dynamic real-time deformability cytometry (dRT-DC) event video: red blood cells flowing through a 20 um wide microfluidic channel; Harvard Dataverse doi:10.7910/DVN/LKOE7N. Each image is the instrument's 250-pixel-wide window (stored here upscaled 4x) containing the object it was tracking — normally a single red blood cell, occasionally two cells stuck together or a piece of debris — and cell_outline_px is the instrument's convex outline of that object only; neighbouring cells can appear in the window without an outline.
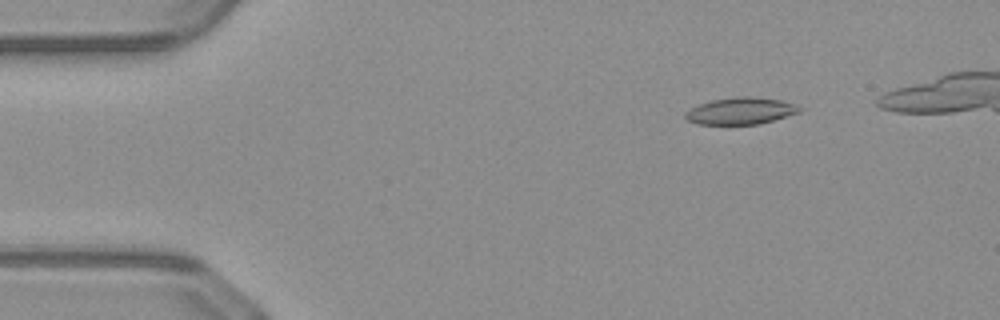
{"species": "common noctule bat (a hibernating species)", "species_latin": "Nyctalus noctula", "temperature_condition": "warm", "stored_images_in_passage": 45, "camera_frame_rate_fps": 3000, "um_per_image_px": 0.085, "animal": {"sex": "male", "body_mass_g": 23.1, "forearm_length_mm": 52.7}, "frame": {"image": 1, "passage_image": 7, "time_ms": 2.0, "image_size_px": [1000, 320], "cell_outline_px": [[804, 108], [800, 112], [760, 124], [696, 124], [688, 120], [684, 116], [684, 112], [700, 104], [712, 100], [740, 96], [748, 96], [780, 100]], "centroid_in_image_um": [62.95, 9.43], "position_along_channel_um": 22.0, "area_um2": 17.69}}
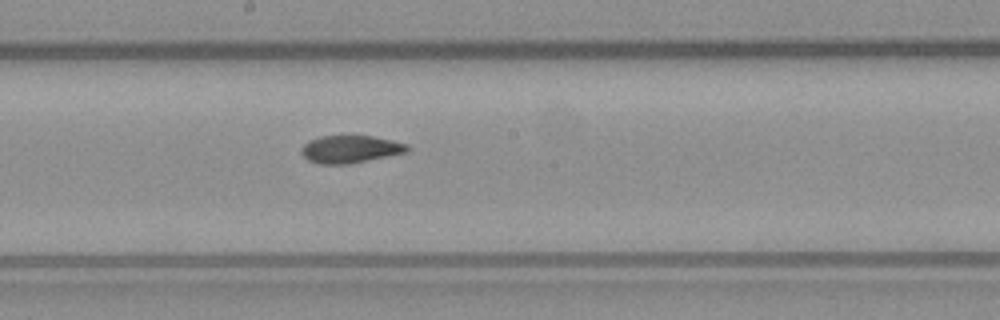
{"frame": {"image": 2, "passage_image": 27, "time_ms": 8.667, "image_size_px": [1000, 320], "cell_outline_px": [[412, 148], [408, 152], [348, 164], [320, 164], [308, 160], [300, 152], [300, 148], [308, 140], [320, 136], [372, 136], [392, 140], [408, 144]], "centroid_in_image_um": [29.78, 12.68], "position_along_channel_um": 218.4, "area_um2": 17.11}}
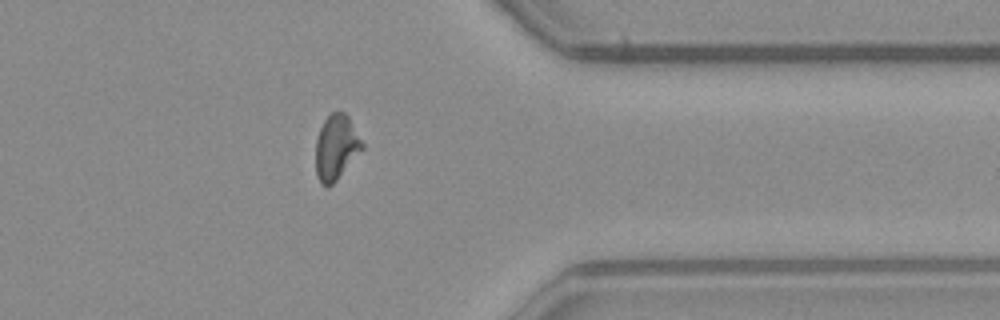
{"frame": {"image": 3, "passage_image": 40, "time_ms": 13.0, "image_size_px": [1000, 320], "cell_outline_px": [[364, 148], [336, 180], [328, 188], [320, 184], [316, 176], [316, 140], [320, 128], [324, 120], [332, 112], [344, 112], [348, 116], [364, 144]], "centroid_in_image_um": [28.56, 12.54], "position_along_channel_um": 382.8, "area_um2": 17.57}, "authors_computed_cell_mechanics": {"area_um2": 17.8024, "velocity_mm_per_s": 4.0958, "shape_relaxation_time_tau1_ms": null, "shape_relaxation_time_tau2_ms": 2.2133, "deformation_change_tau1": null, "deformation_change_tau2": 0.0847}}